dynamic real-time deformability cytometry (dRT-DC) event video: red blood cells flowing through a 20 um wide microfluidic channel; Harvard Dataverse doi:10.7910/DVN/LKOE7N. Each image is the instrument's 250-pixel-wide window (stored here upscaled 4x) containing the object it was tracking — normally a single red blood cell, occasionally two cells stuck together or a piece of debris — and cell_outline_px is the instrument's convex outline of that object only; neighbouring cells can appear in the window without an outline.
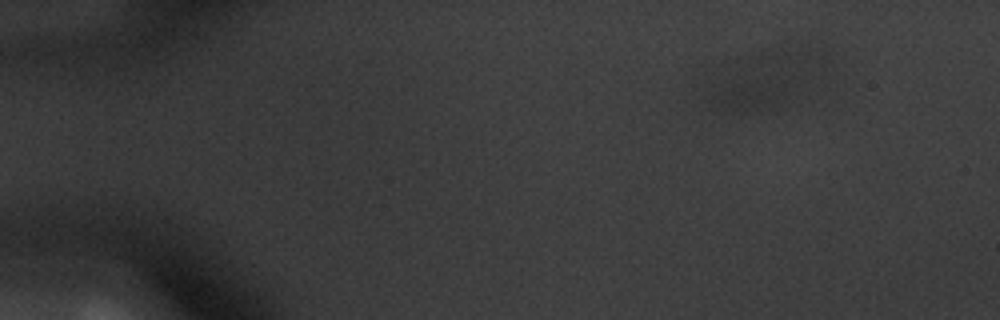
{"species": "common noctule bat (a hibernating species)", "species_latin": "Nyctalus noctula", "temperature_condition": "warm", "stored_images_in_passage": 13, "segment_of_instrument_passage": [3, 5], "camera_frame_rate_fps": 3000, "um_per_image_px": 0.085, "animal": {"sex": "male", "body_mass_g": 20.1, "forearm_length_mm": 53.5}, "frame": {"image": 1, "passage_image": 3, "time_ms": 0.667, "image_size_px": [1000, 320], "cell_outline_px": [[796, 76], [784, 100], [776, 104], [756, 112], [720, 108], [712, 100], [732, 84], [752, 76]], "centroid_in_image_um": [64.18, 7.92], "position_along_channel_um": 20.8, "area_um2": 14.74}}